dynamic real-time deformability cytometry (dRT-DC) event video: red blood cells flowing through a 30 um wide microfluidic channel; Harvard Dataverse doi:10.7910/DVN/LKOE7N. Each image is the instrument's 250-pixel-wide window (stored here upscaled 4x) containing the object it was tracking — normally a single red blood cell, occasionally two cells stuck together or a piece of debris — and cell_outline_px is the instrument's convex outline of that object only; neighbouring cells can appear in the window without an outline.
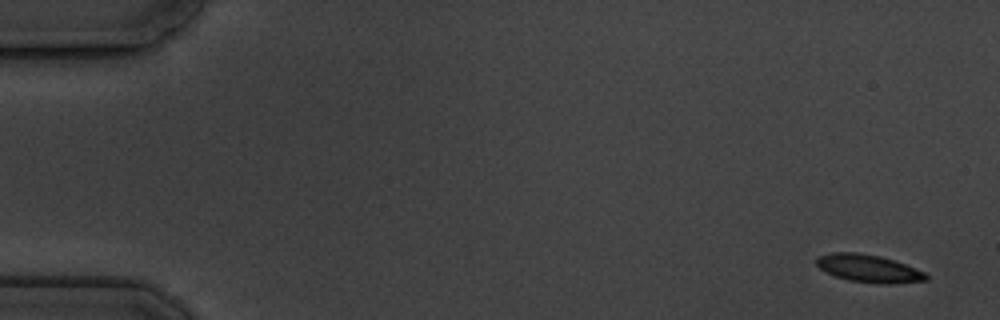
{"species": "common noctule bat (a hibernating species)", "species_latin": "Nyctalus noctula", "temperature_condition": "cold", "stored_images_in_passage": 6, "camera_frame_rate_fps": 3000, "um_per_image_px": 0.085, "animal": {"sex": "male", "body_mass_g": 19.5, "forearm_length_mm": 54.6}, "frame": {"image": 1, "passage_image": 1, "time_ms": 0.0, "image_size_px": [1000, 320], "cell_outline_px": [[928, 280], [892, 284], [880, 284], [848, 280], [836, 276], [820, 268], [816, 264], [816, 256], [832, 252], [856, 252], [880, 256], [904, 264], [924, 272], [928, 276]], "centroid_in_image_um": [73.82, 22.82], "position_along_channel_um": 11.2, "area_um2": 17.57}}
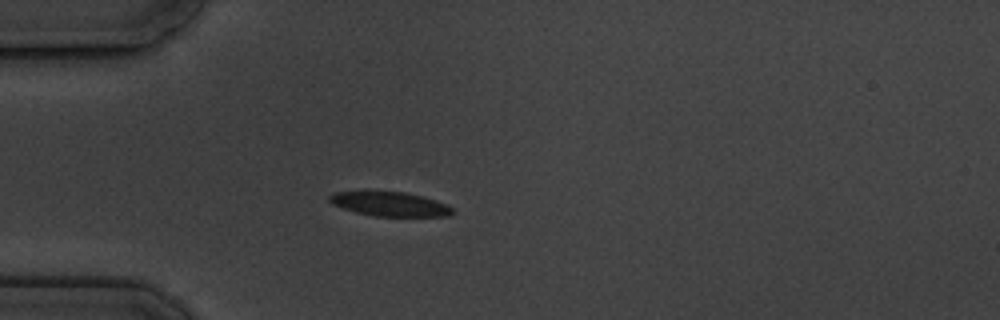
{"frame": {"image": 2, "passage_image": 5, "time_ms": 4.667, "image_size_px": [1000, 320], "cell_outline_px": [[456, 212], [452, 216], [376, 216], [356, 212], [332, 204], [328, 200], [328, 196], [336, 192], [364, 188], [404, 192], [424, 196], [448, 204]], "centroid_in_image_um": [33.12, 17.29], "position_along_channel_um": 51.9, "area_um2": 18.32}}